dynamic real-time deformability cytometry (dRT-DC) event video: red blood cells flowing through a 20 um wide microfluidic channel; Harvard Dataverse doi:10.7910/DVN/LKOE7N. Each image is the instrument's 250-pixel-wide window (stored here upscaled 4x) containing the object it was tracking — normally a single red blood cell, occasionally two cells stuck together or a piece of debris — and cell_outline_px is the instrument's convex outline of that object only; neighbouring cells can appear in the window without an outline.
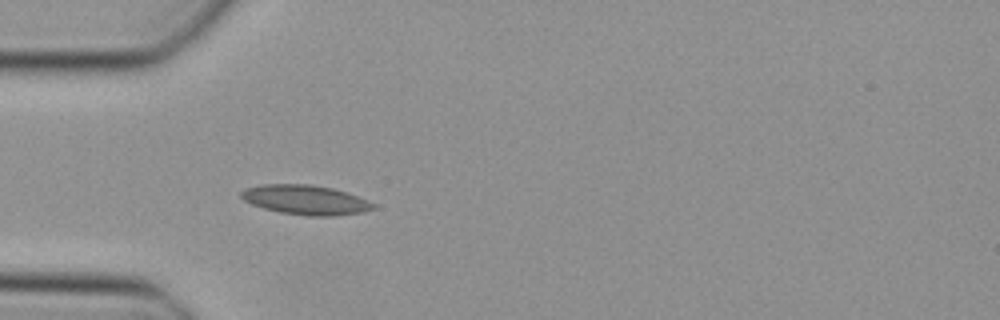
{"species": "Egyptian fruit bat (a non-hibernating species)", "species_latin": "Rousettus aegyptiacus", "temperature_condition": "cold", "stored_images_in_passage": 30, "camera_frame_rate_fps": 3000, "um_per_image_px": 0.085, "animal": {"sex": "female"}, "frame": {"image": 1, "passage_image": 1, "time_ms": 0.0, "image_size_px": [1000, 320], "cell_outline_px": [[376, 208], [360, 212], [332, 216], [308, 216], [280, 212], [264, 208], [252, 204], [244, 200], [240, 196], [240, 192], [244, 188], [260, 184], [312, 184], [332, 188], [348, 192], [368, 200], [376, 204]], "centroid_in_image_um": [25.97, 16.97], "position_along_channel_um": 59.0, "area_um2": 22.89}}
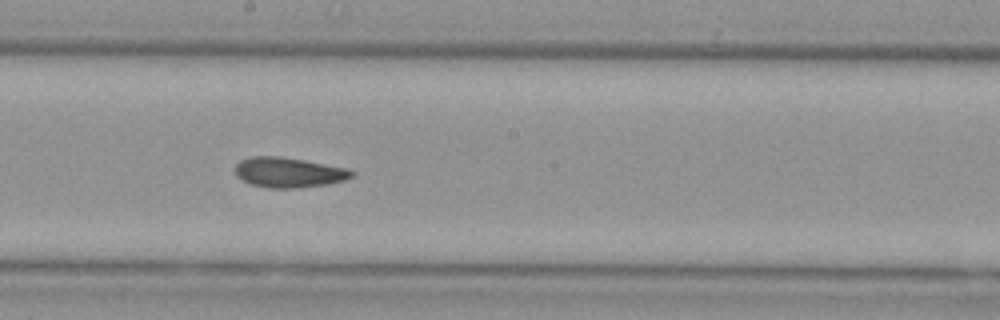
{"frame": {"image": 2, "passage_image": 13, "time_ms": 4.0, "image_size_px": [1000, 320], "cell_outline_px": [[356, 172], [352, 176], [344, 180], [328, 184], [296, 188], [268, 188], [252, 184], [236, 176], [236, 164], [240, 160], [252, 156], [280, 156], [304, 160], [344, 168]], "centroid_in_image_um": [24.52, 14.65], "position_along_channel_um": 223.7, "area_um2": 20.23}}
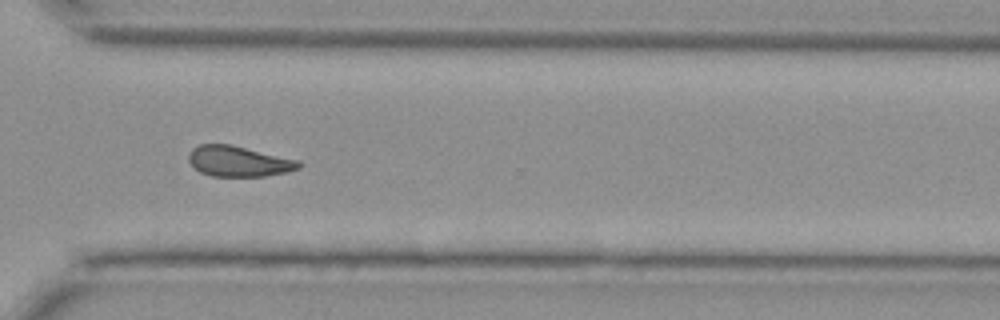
{"frame": {"image": 3, "passage_image": 22, "time_ms": 7.0, "image_size_px": [1000, 320], "cell_outline_px": [[300, 168], [288, 172], [264, 176], [212, 176], [200, 172], [188, 160], [188, 152], [192, 148], [200, 144], [232, 144], [300, 160]], "centroid_in_image_um": [20.3, 13.7], "position_along_channel_um": 350.3, "area_um2": 19.77}}